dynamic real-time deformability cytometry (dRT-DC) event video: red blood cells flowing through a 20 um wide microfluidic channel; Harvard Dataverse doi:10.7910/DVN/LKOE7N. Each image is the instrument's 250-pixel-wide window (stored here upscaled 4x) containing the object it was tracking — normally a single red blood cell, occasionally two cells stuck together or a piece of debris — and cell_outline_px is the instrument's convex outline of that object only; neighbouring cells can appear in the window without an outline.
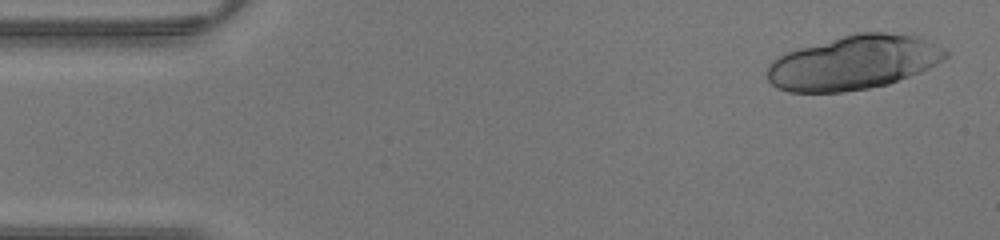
{"species": "human", "species_latin": "Homo sapiens", "temperature_condition": "warm", "stored_images_in_passage": 42, "segment_of_instrument_passage": [1, 2], "camera_frame_rate_fps": 3000, "um_per_image_px": 0.085, "donor": {"sex": "male"}, "frame": {"image": 1, "passage_image": 2, "time_ms": 0.333, "image_size_px": [1000, 240], "cell_outline_px": [[948, 56], [928, 68], [920, 72], [888, 84], [868, 88], [844, 92], [788, 92], [776, 88], [768, 80], [768, 64], [776, 56], [784, 52], [856, 32], [884, 32], [920, 36], [944, 48], [948, 52]], "centroid_in_image_um": [72.54, 5.31], "position_along_channel_um": 12.5, "area_um2": 56.47}}
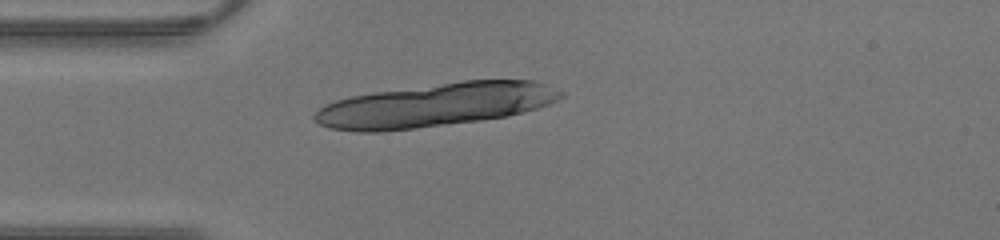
{"frame": {"image": 2, "passage_image": 11, "time_ms": 3.333, "image_size_px": [1000, 240], "cell_outline_px": [[564, 96], [548, 104], [536, 108], [504, 116], [480, 120], [416, 128], [380, 132], [356, 132], [328, 128], [312, 120], [312, 116], [324, 104], [336, 100], [352, 96], [376, 92], [464, 80], [532, 80], [564, 92]], "centroid_in_image_um": [36.93, 8.93], "position_along_channel_um": 48.1, "area_um2": 61.9}}